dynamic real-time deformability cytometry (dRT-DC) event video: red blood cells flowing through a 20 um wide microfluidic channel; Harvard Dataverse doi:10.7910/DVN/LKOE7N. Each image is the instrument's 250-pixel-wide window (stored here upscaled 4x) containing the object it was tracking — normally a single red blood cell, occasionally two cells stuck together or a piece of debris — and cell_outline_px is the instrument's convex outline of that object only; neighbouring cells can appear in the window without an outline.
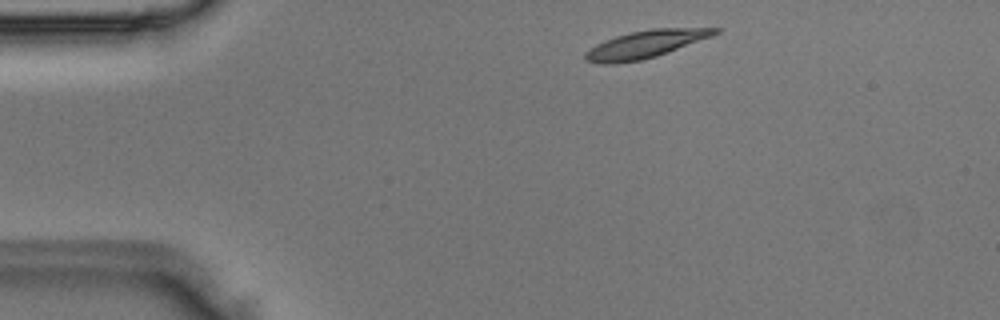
{"species": "Egyptian fruit bat (a non-hibernating species)", "species_latin": "Rousettus aegyptiacus", "temperature_condition": "room temperature", "stored_images_in_passage": 42, "camera_frame_rate_fps": 3000, "um_per_image_px": 0.085, "animal": {"sex": "male"}, "frame": {"image": 1, "passage_image": 2, "time_ms": 0.333, "image_size_px": [1000, 320], "cell_outline_px": [[720, 32], [712, 36], [656, 56], [640, 60], [616, 64], [604, 64], [584, 60], [584, 52], [596, 44], [604, 40], [628, 32], [652, 28], [720, 28]], "centroid_in_image_um": [54.82, 3.76], "position_along_channel_um": 30.2, "area_um2": 20.75}}
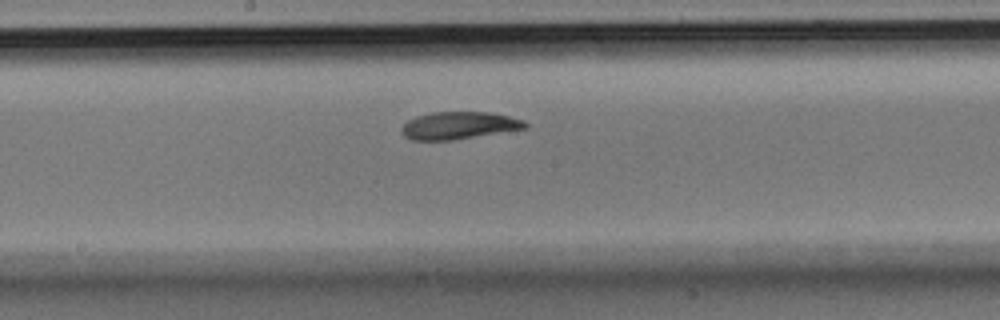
{"frame": {"image": 2, "passage_image": 19, "time_ms": 6.0, "image_size_px": [1000, 320], "cell_outline_px": [[528, 128], [452, 140], [412, 140], [404, 136], [400, 132], [400, 128], [408, 120], [416, 116], [432, 112], [488, 112], [508, 116], [524, 120], [528, 124]], "centroid_in_image_um": [38.99, 10.67], "position_along_channel_um": 209.2, "area_um2": 19.77}}
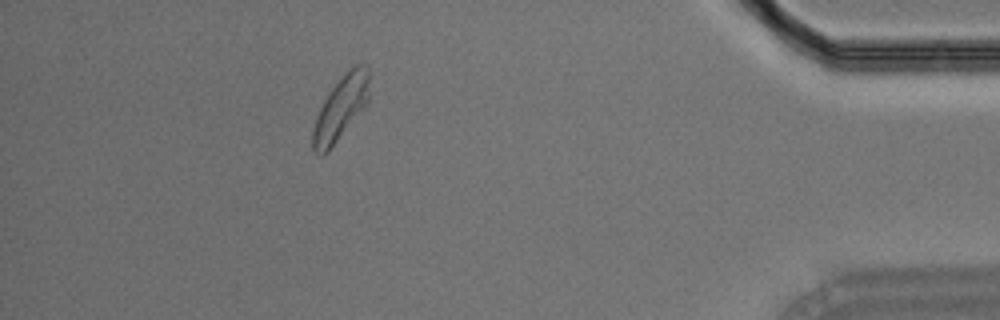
{"frame": {"image": 3, "passage_image": 37, "time_ms": 12.0, "image_size_px": [1000, 320], "cell_outline_px": [[368, 100], [364, 108], [328, 152], [320, 156], [312, 148], [312, 128], [316, 116], [328, 92], [344, 72], [348, 68], [356, 64], [368, 64]], "centroid_in_image_um": [28.94, 9.18], "position_along_channel_um": 406.3, "area_um2": 21.1}}